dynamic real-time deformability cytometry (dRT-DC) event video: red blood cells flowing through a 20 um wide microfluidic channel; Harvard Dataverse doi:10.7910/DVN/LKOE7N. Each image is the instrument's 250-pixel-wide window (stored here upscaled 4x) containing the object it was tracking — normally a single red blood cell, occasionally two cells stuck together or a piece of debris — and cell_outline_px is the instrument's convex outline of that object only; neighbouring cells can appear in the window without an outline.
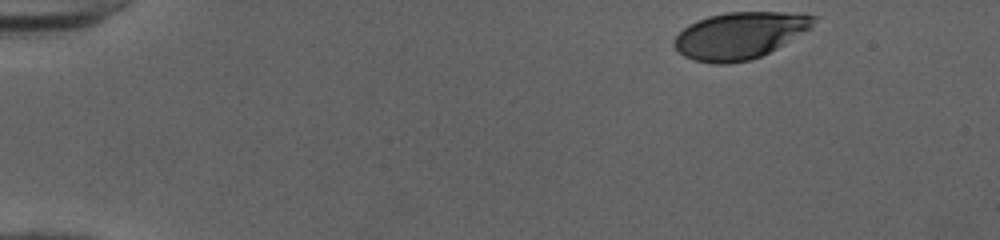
{"species": "human", "species_latin": "Homo sapiens", "temperature_condition": "cold", "stored_images_in_passage": 42, "camera_frame_rate_fps": 3000, "um_per_image_px": 0.085, "donor": {"sex": "female"}, "frame": {"image": 1, "passage_image": 1, "time_ms": 0.0, "image_size_px": [1000, 240], "cell_outline_px": [[820, 16], [812, 28], [776, 48], [760, 56], [748, 60], [728, 64], [712, 64], [696, 60], [684, 56], [672, 44], [672, 40], [684, 28], [696, 20], [708, 16], [728, 12], [784, 12]], "centroid_in_image_um": [62.89, 3.0], "position_along_channel_um": 22.1, "area_um2": 37.97}}
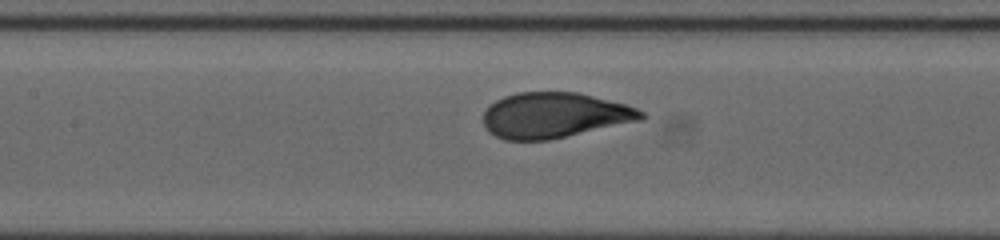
{"frame": {"image": 2, "passage_image": 20, "time_ms": 6.333, "image_size_px": [1000, 240], "cell_outline_px": [[648, 116], [644, 120], [548, 140], [504, 140], [488, 132], [484, 124], [484, 112], [496, 100], [504, 96], [516, 92], [576, 92], [624, 104], [636, 108], [644, 112]], "centroid_in_image_um": [47.14, 9.8], "position_along_channel_um": 160.3, "area_um2": 41.79}}
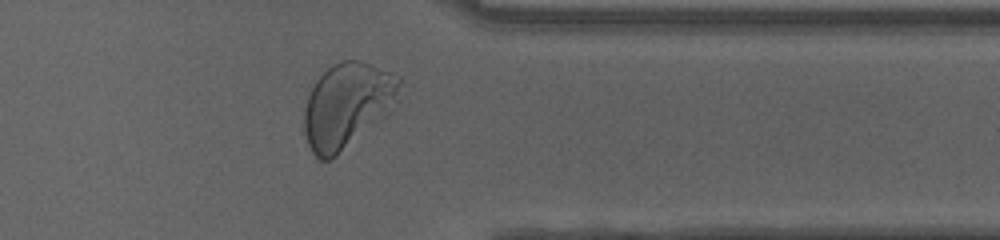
{"frame": {"image": 3, "passage_image": 37, "time_ms": 12.0, "image_size_px": [1000, 240], "cell_outline_px": [[400, 84], [392, 112], [388, 116], [332, 160], [316, 160], [308, 144], [304, 132], [304, 108], [308, 96], [316, 80], [332, 64], [344, 60], [360, 60], [372, 64], [400, 76]], "centroid_in_image_um": [29.52, 8.99], "position_along_channel_um": 381.9, "area_um2": 47.86}, "authors_computed_cell_mechanics": {"area_um2": 41.3559, "velocity_mm_per_s": 3.9935, "shape_relaxation_time_tau1_ms": 2.4739, "shape_relaxation_time_tau2_ms": null, "deformation_change_tau1": 0.1614, "deformation_change_tau2": null}}